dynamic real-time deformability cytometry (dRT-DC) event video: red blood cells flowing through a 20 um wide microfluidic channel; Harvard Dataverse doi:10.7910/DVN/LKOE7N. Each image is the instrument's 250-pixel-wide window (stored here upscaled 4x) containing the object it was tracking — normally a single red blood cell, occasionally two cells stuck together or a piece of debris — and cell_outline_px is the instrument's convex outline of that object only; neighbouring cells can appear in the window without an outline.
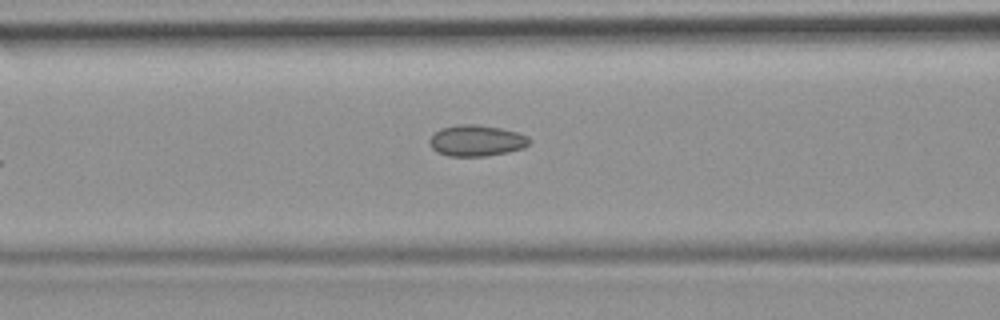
{"species": "common noctule bat (a hibernating species)", "species_latin": "Nyctalus noctula", "temperature_condition": "room temperature", "stored_images_in_passage": 6, "camera_frame_rate_fps": 3000, "um_per_image_px": 0.085, "animal": {"sex": "female", "body_mass_g": 19.9}, "frame": {"image": 1, "passage_image": 6, "time_ms": 5.667, "image_size_px": [1000, 320], "cell_outline_px": [[532, 140], [524, 148], [508, 152], [484, 156], [448, 156], [436, 152], [428, 144], [428, 140], [432, 132], [440, 128], [456, 124], [476, 124], [500, 128], [516, 132], [528, 136]], "centroid_in_image_um": [40.44, 11.94], "position_along_channel_um": 126.2, "area_um2": 18.44}}